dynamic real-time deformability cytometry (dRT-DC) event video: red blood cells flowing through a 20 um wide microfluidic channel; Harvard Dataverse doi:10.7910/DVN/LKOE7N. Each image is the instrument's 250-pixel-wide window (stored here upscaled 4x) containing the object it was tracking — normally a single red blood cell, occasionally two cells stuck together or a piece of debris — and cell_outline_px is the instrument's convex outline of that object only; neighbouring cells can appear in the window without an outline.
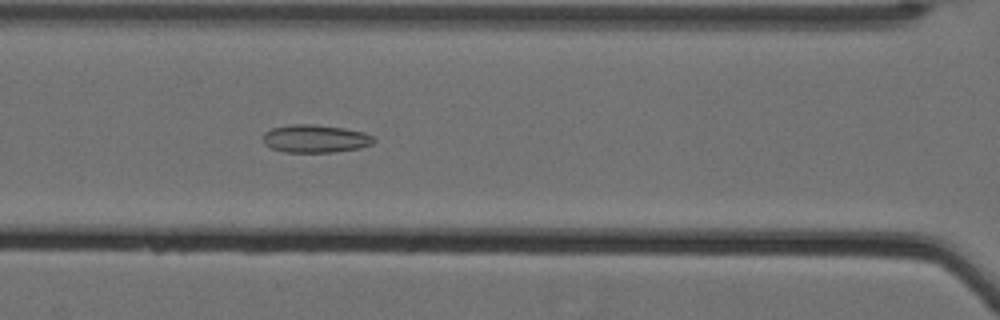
{"species": "Egyptian fruit bat (a non-hibernating species)", "species_latin": "Rousettus aegyptiacus", "temperature_condition": "cold", "stored_images_in_passage": 62, "camera_frame_rate_fps": 3000, "um_per_image_px": 0.085, "animal": {"sex": "female"}, "frame": {"image": 1, "passage_image": 32, "time_ms": 10.333, "image_size_px": [1000, 320], "cell_outline_px": [[376, 140], [372, 144], [360, 148], [332, 152], [284, 152], [272, 148], [264, 144], [260, 136], [264, 132], [272, 128], [292, 124], [312, 124], [344, 128], [364, 132], [372, 136]], "centroid_in_image_um": [26.77, 11.78], "position_along_channel_um": 139.8, "area_um2": 18.15}}
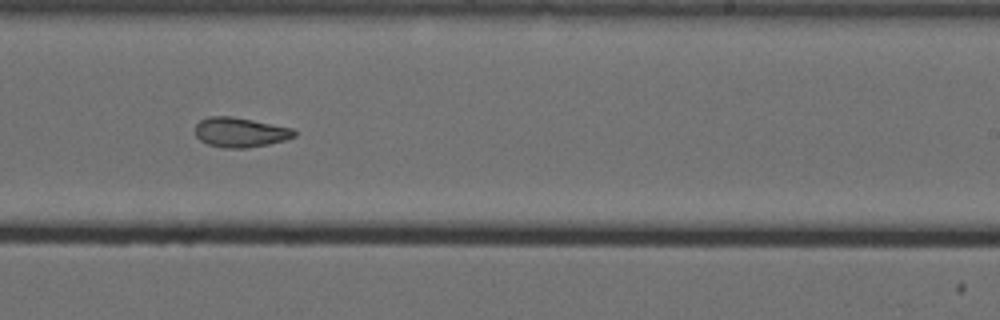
{"frame": {"image": 2, "passage_image": 43, "time_ms": 14.0, "image_size_px": [1000, 320], "cell_outline_px": [[296, 136], [284, 140], [268, 144], [248, 148], [224, 148], [208, 144], [200, 140], [196, 136], [196, 124], [200, 120], [208, 116], [232, 116], [292, 128], [296, 132]], "centroid_in_image_um": [20.4, 11.25], "position_along_channel_um": 268.6, "area_um2": 17.11}}
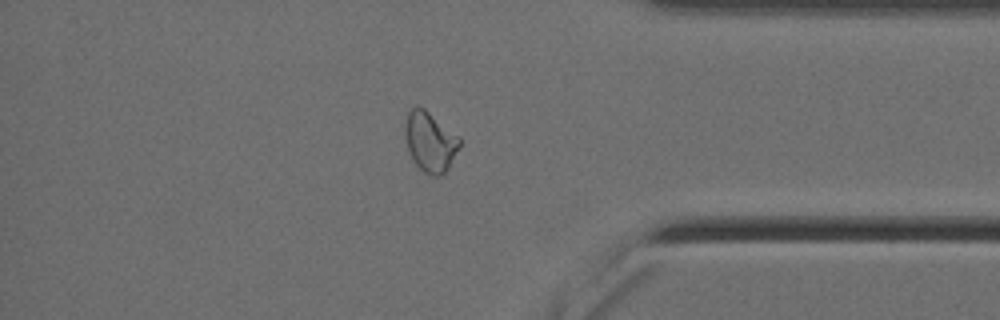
{"frame": {"image": 3, "passage_image": 55, "time_ms": 18.0, "image_size_px": [1000, 320], "cell_outline_px": [[460, 148], [448, 168], [440, 176], [432, 176], [424, 172], [416, 164], [408, 148], [404, 132], [404, 124], [408, 112], [416, 104], [424, 108], [460, 136]], "centroid_in_image_um": [36.57, 12.02], "position_along_channel_um": 398.6, "area_um2": 19.13}, "authors_computed_cell_mechanics": {"area_um2": 20.4612, "velocity_mm_per_s": 3.5128, "shape_relaxation_time_tau1_ms": null, "shape_relaxation_time_tau2_ms": 4.2676, "deformation_change_tau1": null, "deformation_change_tau2": 0.1082}}